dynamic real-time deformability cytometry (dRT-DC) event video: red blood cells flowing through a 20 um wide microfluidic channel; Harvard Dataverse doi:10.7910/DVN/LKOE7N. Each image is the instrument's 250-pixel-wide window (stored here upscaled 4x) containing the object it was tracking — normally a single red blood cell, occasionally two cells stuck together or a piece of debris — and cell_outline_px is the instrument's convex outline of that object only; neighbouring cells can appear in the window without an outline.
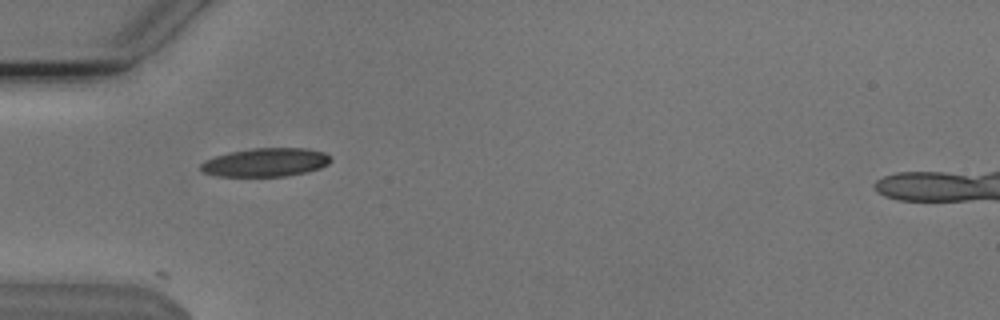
{"species": "Egyptian fruit bat (a non-hibernating species)", "species_latin": "Rousettus aegyptiacus", "temperature_condition": "cold", "stored_images_in_passage": 6, "camera_frame_rate_fps": 3000, "um_per_image_px": 0.085, "animal": {"sex": "male"}, "frame": {"image": 1, "passage_image": 3, "time_ms": 0.667, "image_size_px": [1000, 320], "cell_outline_px": [[332, 160], [328, 164], [320, 168], [308, 172], [288, 176], [216, 176], [204, 172], [200, 168], [200, 164], [204, 160], [228, 152], [252, 148], [308, 148], [324, 152]], "centroid_in_image_um": [22.58, 13.8], "position_along_channel_um": 62.4, "area_um2": 21.73}}
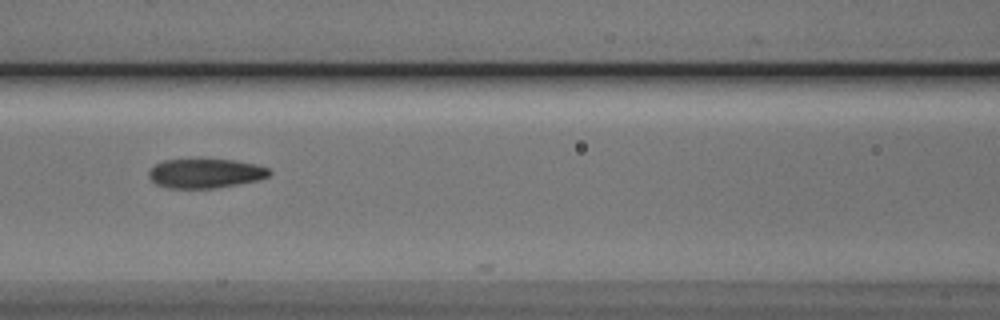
{"frame": {"image": 2, "passage_image": 5, "time_ms": 1.333, "image_size_px": [1000, 320], "cell_outline_px": [[272, 172], [268, 176], [256, 180], [216, 188], [168, 188], [156, 184], [148, 176], [148, 172], [156, 164], [164, 160], [200, 156], [236, 160], [256, 164], [268, 168]], "centroid_in_image_um": [17.43, 14.68], "position_along_channel_um": 149.2, "area_um2": 21.39}}
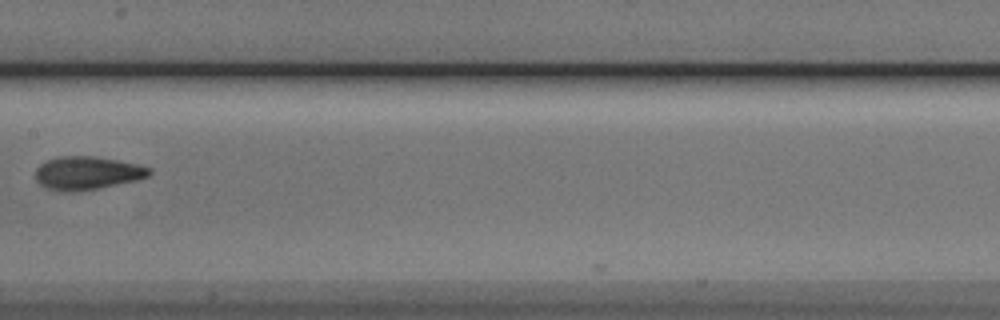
{"frame": {"image": 3, "passage_image": 6, "time_ms": 1.667, "image_size_px": [1000, 320], "cell_outline_px": [[152, 172], [148, 176], [136, 180], [100, 188], [76, 192], [64, 192], [48, 188], [40, 184], [36, 180], [36, 168], [40, 164], [56, 156], [96, 156], [136, 164], [152, 168]], "centroid_in_image_um": [7.4, 14.71], "position_along_channel_um": 200.0, "area_um2": 22.08}}